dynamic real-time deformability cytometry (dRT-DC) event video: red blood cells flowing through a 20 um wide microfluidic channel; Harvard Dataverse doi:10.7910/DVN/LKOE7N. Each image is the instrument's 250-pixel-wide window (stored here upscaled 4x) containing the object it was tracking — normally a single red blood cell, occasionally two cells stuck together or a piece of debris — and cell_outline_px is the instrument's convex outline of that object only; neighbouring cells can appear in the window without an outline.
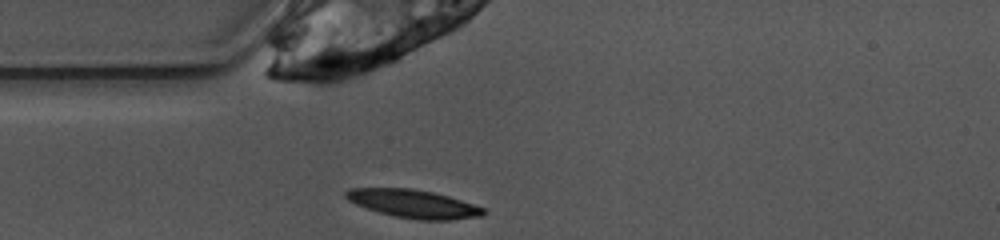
{"species": "common noctule bat (a hibernating species)", "species_latin": "Nyctalus noctula", "temperature_condition": "warm", "stored_images_in_passage": 39, "camera_frame_rate_fps": 3000, "um_per_image_px": 0.085, "animal": {"sex": "female", "body_mass_g": 10.0, "forearm_length_mm": 53.1}, "frame": {"image": 1, "passage_image": 1, "time_ms": 0.0, "image_size_px": [1000, 240], "cell_outline_px": [[488, 212], [484, 216], [452, 220], [416, 220], [392, 216], [356, 204], [348, 200], [344, 196], [344, 192], [348, 188], [412, 188], [432, 192], [448, 196], [484, 208]], "centroid_in_image_um": [35.15, 17.33], "position_along_channel_um": 49.8, "area_um2": 22.72}}
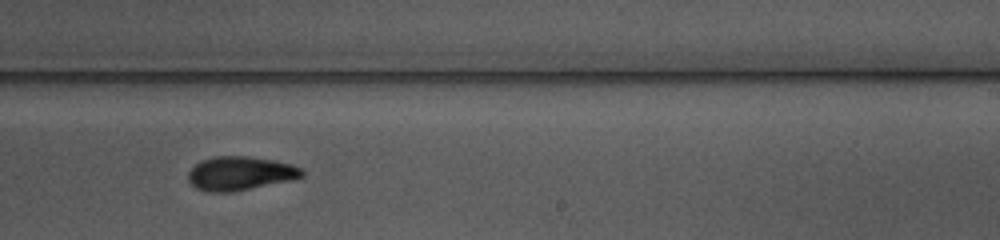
{"frame": {"image": 2, "passage_image": 18, "time_ms": 5.667, "image_size_px": [1000, 240], "cell_outline_px": [[304, 176], [292, 180], [232, 192], [204, 192], [196, 188], [188, 180], [188, 172], [200, 160], [212, 156], [248, 156], [276, 160], [292, 164], [300, 168], [304, 172]], "centroid_in_image_um": [20.41, 14.73], "position_along_channel_um": 268.6, "area_um2": 22.66}}
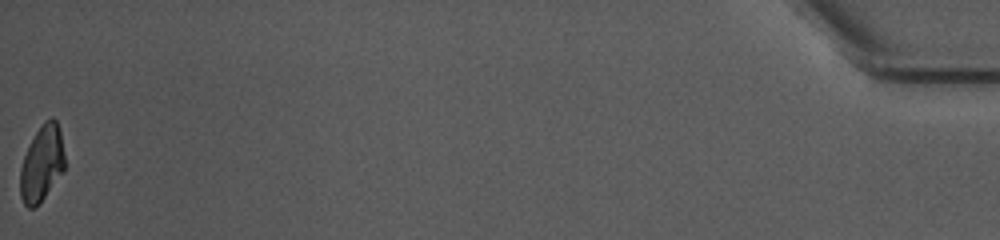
{"frame": {"image": 3, "passage_image": 39, "time_ms": 12.667, "image_size_px": [1000, 240], "cell_outline_px": [[64, 172], [40, 204], [36, 208], [28, 208], [24, 204], [20, 196], [20, 168], [24, 156], [36, 132], [44, 120], [52, 116], [56, 120], [60, 132], [64, 156]], "centroid_in_image_um": [3.56, 13.95], "position_along_channel_um": 431.6, "area_um2": 19.83}, "authors_computed_cell_mechanics": {"area_um2": 22.3108, "velocity_mm_per_s": 3.8983, "shape_relaxation_time_tau1_ms": 3.4684, "shape_relaxation_time_tau2_ms": 3.3845, "deformation_change_tau1": 0.1521, "deformation_change_tau2": 0.0934}}